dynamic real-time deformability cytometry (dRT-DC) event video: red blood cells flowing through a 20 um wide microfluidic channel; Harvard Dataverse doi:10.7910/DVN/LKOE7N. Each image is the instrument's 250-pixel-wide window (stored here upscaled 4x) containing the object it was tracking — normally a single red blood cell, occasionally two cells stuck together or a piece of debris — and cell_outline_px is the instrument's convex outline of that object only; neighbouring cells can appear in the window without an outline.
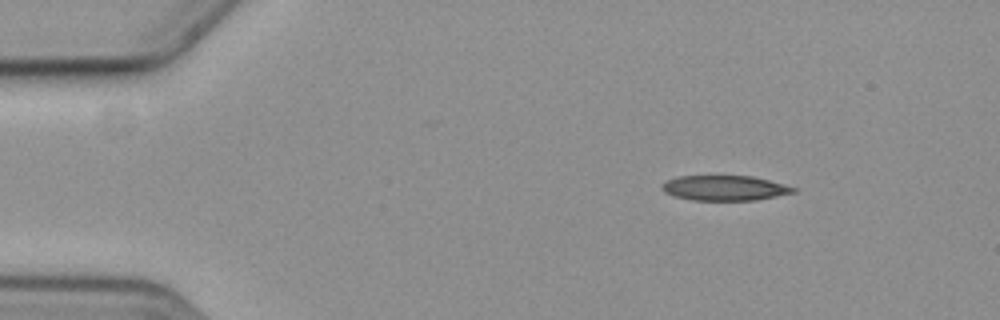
{"species": "common noctule bat (a hibernating species)", "species_latin": "Nyctalus noctula", "temperature_condition": "cold", "stored_images_in_passage": 9, "camera_frame_rate_fps": 3000, "um_per_image_px": 0.085, "animal": {"sex": "female", "body_mass_g": 19.3, "forearm_length_mm": 54.1}, "frame": {"image": 1, "passage_image": 1, "time_ms": 0.0, "image_size_px": [1000, 320], "cell_outline_px": [[796, 192], [756, 200], [692, 200], [676, 196], [664, 192], [660, 188], [660, 184], [668, 180], [680, 176], [752, 176], [768, 180], [796, 188]], "centroid_in_image_um": [61.57, 15.98], "position_along_channel_um": 23.4, "area_um2": 19.02}}
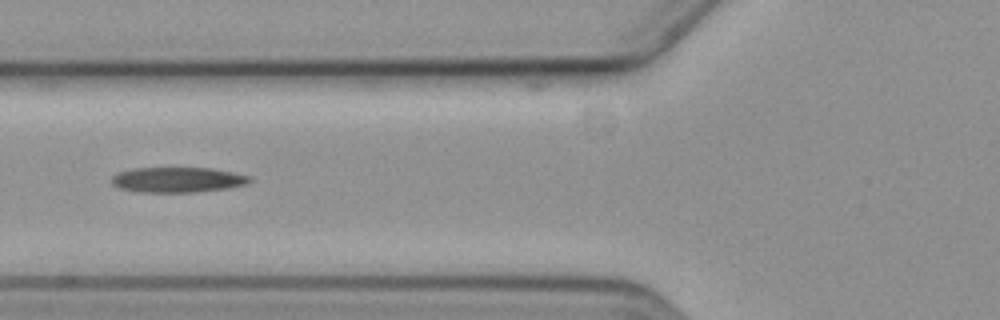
{"frame": {"image": 2, "passage_image": 5, "time_ms": 4.667, "image_size_px": [1000, 320], "cell_outline_px": [[252, 180], [248, 184], [228, 188], [196, 192], [144, 192], [120, 188], [112, 184], [112, 176], [116, 172], [136, 168], [212, 168], [252, 176]], "centroid_in_image_um": [15.13, 15.27], "position_along_channel_um": 110.7, "area_um2": 20.35}}
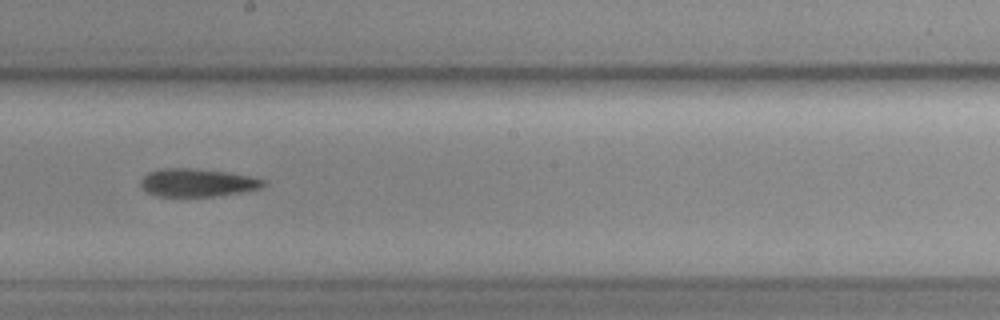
{"frame": {"image": 3, "passage_image": 8, "time_ms": 8.0, "image_size_px": [1000, 320], "cell_outline_px": [[268, 184], [264, 188], [216, 196], [156, 196], [148, 192], [140, 184], [140, 180], [148, 172], [160, 168], [188, 168], [224, 172], [248, 176], [264, 180]], "centroid_in_image_um": [16.77, 15.53], "position_along_channel_um": 231.4, "area_um2": 19.88}}